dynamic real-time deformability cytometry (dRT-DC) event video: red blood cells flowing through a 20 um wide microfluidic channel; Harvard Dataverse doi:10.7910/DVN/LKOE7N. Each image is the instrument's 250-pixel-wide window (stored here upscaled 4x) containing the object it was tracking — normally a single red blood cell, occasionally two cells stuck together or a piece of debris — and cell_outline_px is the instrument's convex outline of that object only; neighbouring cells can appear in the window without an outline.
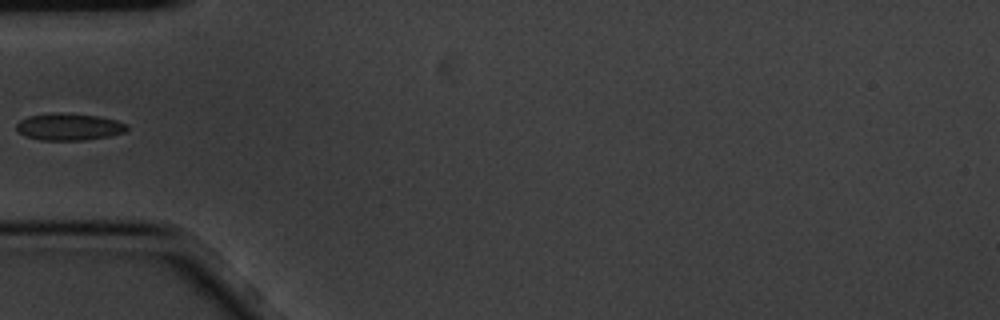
{"species": "common noctule bat (a hibernating species)", "species_latin": "Nyctalus noctula", "temperature_condition": "cold", "stored_images_in_passage": 4, "camera_frame_rate_fps": 3000, "um_per_image_px": 0.085, "animal": {"sex": "male", "body_mass_g": 20.1, "forearm_length_mm": 53.5}, "frame": {"image": 1, "passage_image": 4, "time_ms": 1.0, "image_size_px": [1000, 320], "cell_outline_px": [[128, 128], [124, 132], [108, 136], [84, 140], [40, 140], [24, 136], [16, 132], [16, 124], [20, 120], [28, 116], [52, 112], [60, 112], [96, 116], [116, 120], [128, 124]], "centroid_in_image_um": [5.81, 10.77], "position_along_channel_um": 79.2, "area_um2": 17.51}}